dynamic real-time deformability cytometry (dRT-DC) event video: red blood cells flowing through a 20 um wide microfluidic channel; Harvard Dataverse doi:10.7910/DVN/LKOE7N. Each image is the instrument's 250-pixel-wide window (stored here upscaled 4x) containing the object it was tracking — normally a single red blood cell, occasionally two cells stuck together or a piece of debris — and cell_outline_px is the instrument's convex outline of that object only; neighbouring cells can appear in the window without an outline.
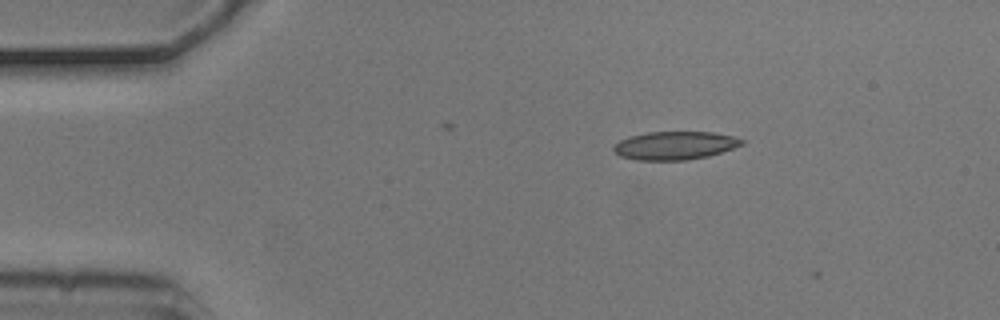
{"species": "common noctule bat (a hibernating species)", "species_latin": "Nyctalus noctula", "temperature_condition": "cold", "stored_images_in_passage": 5, "camera_frame_rate_fps": 3000, "um_per_image_px": 0.085, "animal": {"sex": "male", "body_mass_g": 20.5, "forearm_length_mm": 52.5}, "frame": {"image": 1, "passage_image": 3, "time_ms": 0.667, "image_size_px": [1000, 320], "cell_outline_px": [[744, 144], [708, 156], [688, 160], [636, 160], [620, 156], [612, 152], [612, 148], [620, 140], [628, 136], [648, 132], [712, 132], [732, 136], [744, 140]], "centroid_in_image_um": [57.32, 12.37], "position_along_channel_um": 27.7, "area_um2": 21.1}}
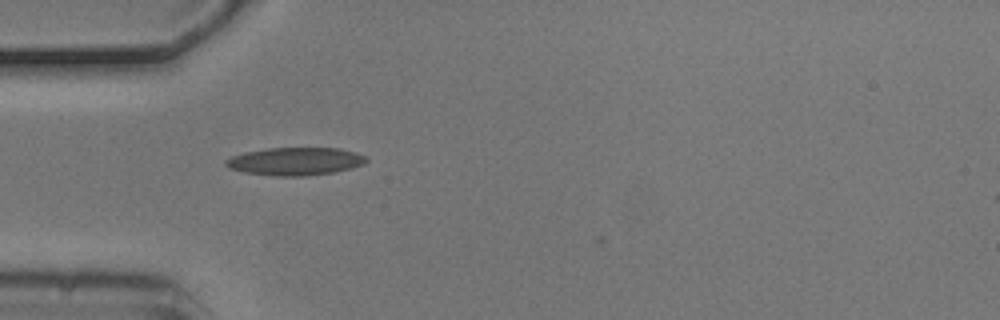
{"frame": {"image": 2, "passage_image": 5, "time_ms": 1.333, "image_size_px": [1000, 320], "cell_outline_px": [[368, 160], [364, 164], [352, 168], [336, 172], [308, 176], [272, 176], [244, 172], [228, 168], [224, 164], [224, 160], [232, 156], [244, 152], [268, 148], [340, 148], [356, 152], [368, 156]], "centroid_in_image_um": [25.12, 13.72], "position_along_channel_um": 59.9, "area_um2": 23.18}}